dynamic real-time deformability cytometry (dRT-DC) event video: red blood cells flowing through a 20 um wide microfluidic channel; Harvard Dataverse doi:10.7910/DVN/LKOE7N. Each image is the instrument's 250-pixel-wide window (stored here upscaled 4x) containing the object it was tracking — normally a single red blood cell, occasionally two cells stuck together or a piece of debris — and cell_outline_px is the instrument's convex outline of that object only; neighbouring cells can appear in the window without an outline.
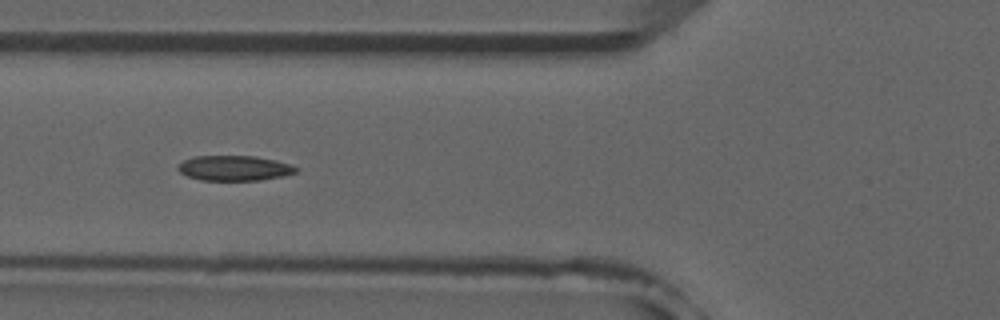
{"species": "common noctule bat (a hibernating species)", "species_latin": "Nyctalus noctula", "temperature_condition": "room temperature", "stored_images_in_passage": 6, "camera_frame_rate_fps": 3000, "um_per_image_px": 0.085, "animal": {"sex": "male", "forearm_length_mm": 52.5}, "frame": {"image": 1, "passage_image": 4, "time_ms": 3.333, "image_size_px": [1000, 320], "cell_outline_px": [[300, 168], [296, 172], [284, 176], [260, 180], [200, 180], [188, 176], [180, 172], [176, 168], [176, 164], [184, 160], [196, 156], [256, 156], [276, 160], [292, 164]], "centroid_in_image_um": [19.94, 14.28], "position_along_channel_um": 105.9, "area_um2": 17.46}}
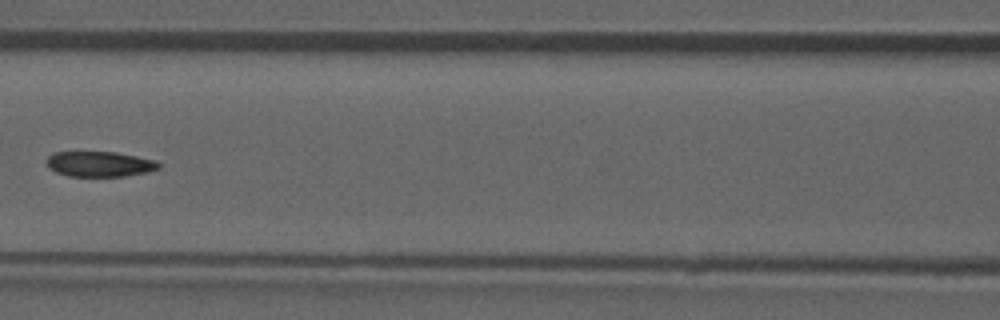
{"frame": {"image": 2, "passage_image": 5, "time_ms": 4.667, "image_size_px": [1000, 320], "cell_outline_px": [[160, 168], [148, 172], [124, 176], [68, 176], [56, 172], [48, 168], [44, 160], [48, 156], [56, 152], [116, 152], [156, 160], [160, 164]], "centroid_in_image_um": [8.45, 13.94], "position_along_channel_um": 158.2, "area_um2": 16.65}}